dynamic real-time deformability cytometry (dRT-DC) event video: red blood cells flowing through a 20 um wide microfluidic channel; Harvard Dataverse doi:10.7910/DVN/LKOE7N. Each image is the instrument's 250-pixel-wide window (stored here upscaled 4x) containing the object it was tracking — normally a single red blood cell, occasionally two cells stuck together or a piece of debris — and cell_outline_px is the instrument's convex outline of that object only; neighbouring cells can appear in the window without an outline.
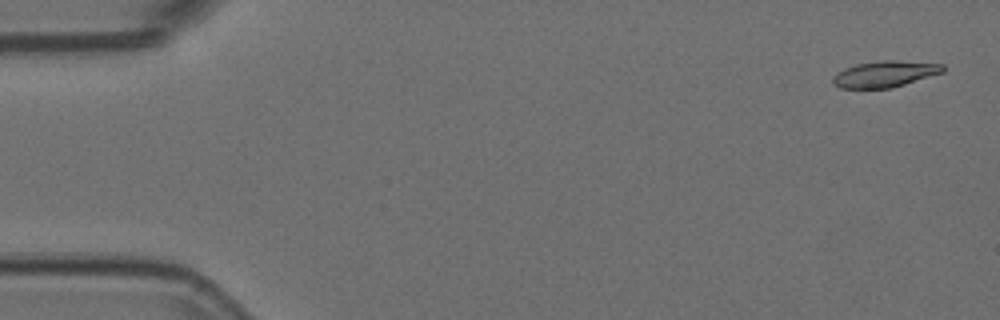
{"species": "Egyptian fruit bat (a non-hibernating species)", "species_latin": "Rousettus aegyptiacus", "temperature_condition": "room temperature", "stored_images_in_passage": 4, "camera_frame_rate_fps": 3000, "um_per_image_px": 0.085, "animal": {"sex": "female"}, "frame": {"image": 1, "passage_image": 1, "time_ms": 0.0, "image_size_px": [1000, 320], "cell_outline_px": [[944, 72], [892, 88], [840, 88], [832, 84], [832, 76], [836, 72], [844, 68], [856, 64], [880, 60], [896, 60], [944, 64]], "centroid_in_image_um": [75.18, 6.29], "position_along_channel_um": 9.8, "area_um2": 16.99}}
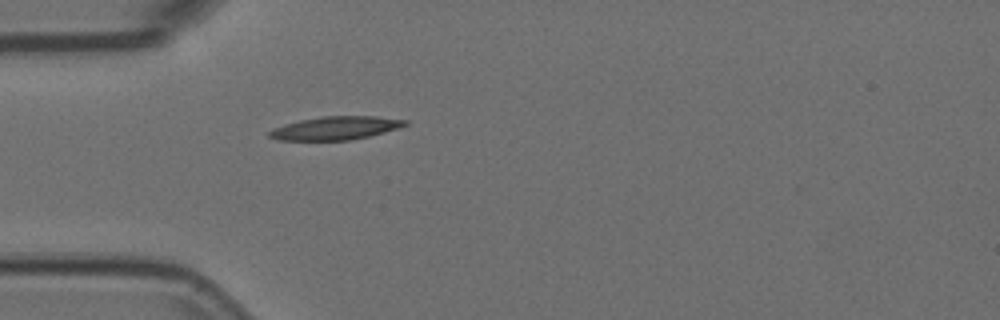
{"frame": {"image": 2, "passage_image": 4, "time_ms": 1.0, "image_size_px": [1000, 320], "cell_outline_px": [[408, 124], [400, 128], [352, 140], [280, 140], [268, 136], [268, 132], [284, 124], [300, 120], [320, 116], [376, 116], [408, 120]], "centroid_in_image_um": [28.56, 10.88], "position_along_channel_um": 56.4, "area_um2": 18.38}}